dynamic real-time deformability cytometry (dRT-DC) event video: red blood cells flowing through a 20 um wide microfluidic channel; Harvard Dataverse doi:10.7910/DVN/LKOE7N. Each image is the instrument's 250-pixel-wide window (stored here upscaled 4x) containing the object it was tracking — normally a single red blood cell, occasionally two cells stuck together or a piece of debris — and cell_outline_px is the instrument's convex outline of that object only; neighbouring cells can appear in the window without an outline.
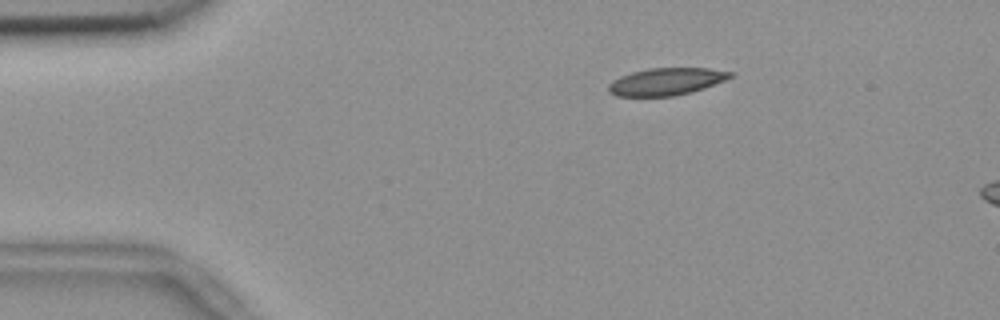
{"species": "common noctule bat (a hibernating species)", "species_latin": "Nyctalus noctula", "temperature_condition": "room temperature", "stored_images_in_passage": 56, "segment_of_instrument_passage": [1, 2], "camera_frame_rate_fps": 3000, "um_per_image_px": 0.085, "animal": {"sex": "female", "body_mass_g": 18.4}, "frame": {"image": 1, "passage_image": 10, "time_ms": 3.0, "image_size_px": [1000, 320], "cell_outline_px": [[732, 76], [724, 80], [688, 92], [672, 96], [616, 96], [608, 92], [608, 84], [612, 80], [620, 76], [632, 72], [648, 68], [708, 68], [732, 72]], "centroid_in_image_um": [56.54, 6.92], "position_along_channel_um": 28.5, "area_um2": 19.02}}
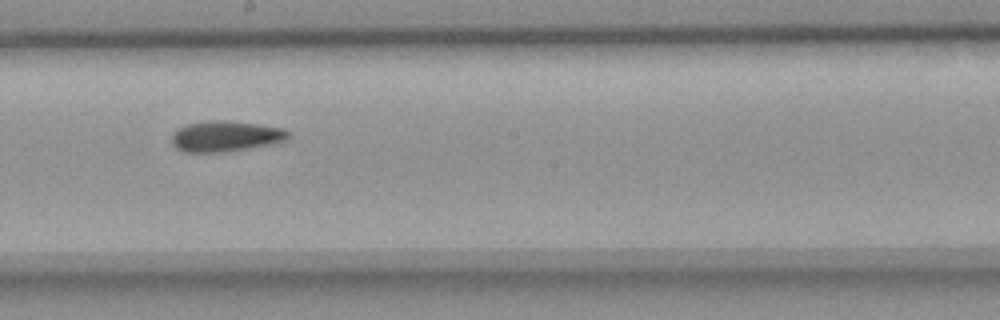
{"frame": {"image": 2, "passage_image": 31, "time_ms": 10.0, "image_size_px": [1000, 320], "cell_outline_px": [[292, 136], [284, 140], [272, 144], [224, 152], [184, 152], [176, 148], [172, 144], [172, 132], [176, 128], [188, 124], [212, 120], [224, 120], [256, 124], [284, 128]], "centroid_in_image_um": [19.15, 11.58], "position_along_channel_um": 229.1, "area_um2": 20.87}}
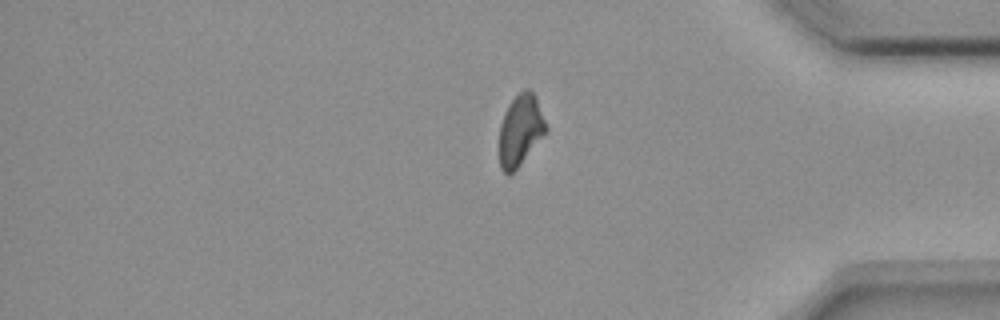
{"frame": {"image": 3, "passage_image": 46, "time_ms": 15.0, "image_size_px": [1000, 320], "cell_outline_px": [[548, 132], [520, 164], [508, 176], [500, 168], [500, 124], [504, 112], [508, 104], [524, 88], [528, 88], [536, 96], [548, 128]], "centroid_in_image_um": [44.25, 11.05], "position_along_channel_um": 390.9, "area_um2": 19.42}}